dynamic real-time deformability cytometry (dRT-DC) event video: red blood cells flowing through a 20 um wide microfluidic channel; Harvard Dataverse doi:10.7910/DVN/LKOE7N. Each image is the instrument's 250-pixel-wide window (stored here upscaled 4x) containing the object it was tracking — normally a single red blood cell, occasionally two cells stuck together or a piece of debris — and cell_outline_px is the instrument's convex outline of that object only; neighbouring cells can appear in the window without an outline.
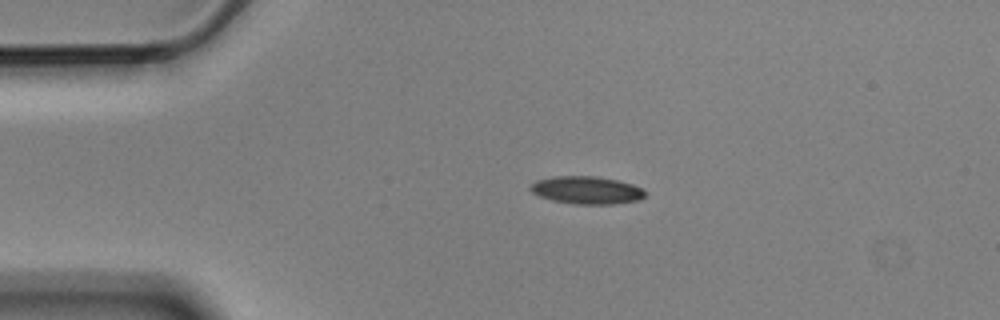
{"species": "Egyptian fruit bat (a non-hibernating species)", "species_latin": "Rousettus aegyptiacus", "temperature_condition": "cold", "stored_images_in_passage": 4, "camera_frame_rate_fps": 3000, "um_per_image_px": 0.085, "animal": {"sex": "male"}, "frame": {"image": 1, "passage_image": 3, "time_ms": 0.667, "image_size_px": [1000, 320], "cell_outline_px": [[644, 196], [640, 200], [612, 204], [572, 204], [552, 200], [540, 196], [532, 192], [528, 188], [536, 180], [552, 176], [596, 176], [616, 180], [632, 184], [644, 188]], "centroid_in_image_um": [49.85, 16.16], "position_along_channel_um": 35.1, "area_um2": 18.55}}